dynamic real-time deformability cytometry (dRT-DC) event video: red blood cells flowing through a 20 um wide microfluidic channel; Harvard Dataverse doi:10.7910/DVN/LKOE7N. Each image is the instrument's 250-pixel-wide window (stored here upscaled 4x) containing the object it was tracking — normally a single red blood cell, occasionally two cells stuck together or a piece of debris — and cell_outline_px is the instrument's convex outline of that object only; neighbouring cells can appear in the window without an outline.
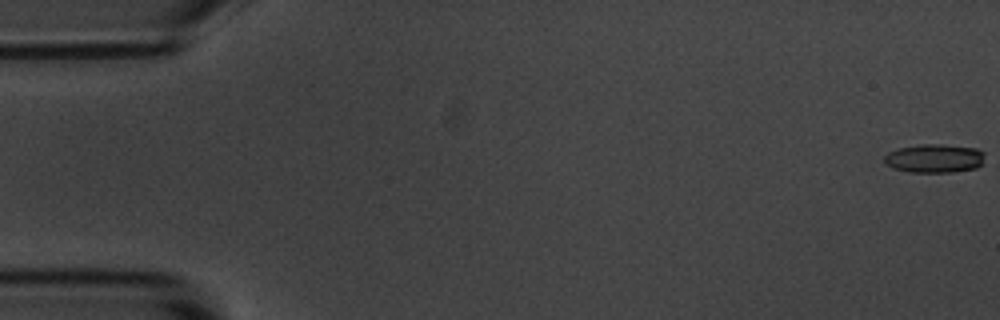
{"species": "common noctule bat (a hibernating species)", "species_latin": "Nyctalus noctula", "temperature_condition": "room temperature", "stored_images_in_passage": 9, "camera_frame_rate_fps": 3000, "um_per_image_px": 0.085, "animal": {"sex": "male", "body_mass_g": 20.1, "forearm_length_mm": 53.5}, "frame": {"image": 1, "passage_image": 1, "time_ms": 0.0, "image_size_px": [1000, 320], "cell_outline_px": [[984, 164], [976, 168], [952, 172], [908, 172], [892, 168], [884, 160], [884, 156], [888, 152], [900, 148], [920, 144], [940, 144], [976, 148], [984, 152]], "centroid_in_image_um": [79.46, 13.46], "position_along_channel_um": 5.5, "area_um2": 16.88}}